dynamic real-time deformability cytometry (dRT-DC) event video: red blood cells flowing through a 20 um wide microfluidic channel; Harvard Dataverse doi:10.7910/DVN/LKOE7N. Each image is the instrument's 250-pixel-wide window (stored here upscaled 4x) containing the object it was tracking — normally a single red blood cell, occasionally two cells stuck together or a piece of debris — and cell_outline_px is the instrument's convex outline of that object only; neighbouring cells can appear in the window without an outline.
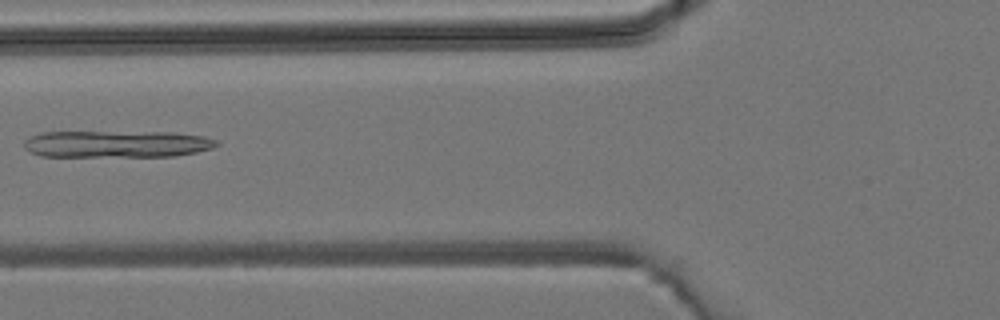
{"species": "common noctule bat (a hibernating species)", "species_latin": "Nyctalus noctula", "temperature_condition": "room temperature", "stored_images_in_passage": 5, "camera_frame_rate_fps": 3000, "um_per_image_px": 0.085, "animal": {"sex": "male", "body_mass_g": 19.2, "forearm_length_mm": 51.8}, "frame": {"image": 1, "passage_image": 5, "time_ms": 5.0, "image_size_px": [1000, 320], "cell_outline_px": [[220, 144], [212, 148], [196, 152], [176, 156], [40, 156], [24, 148], [24, 140], [32, 136], [44, 132], [176, 132], [204, 136], [216, 140]], "centroid_in_image_um": [9.96, 12.24], "position_along_channel_um": 115.8, "area_um2": 30.23}}